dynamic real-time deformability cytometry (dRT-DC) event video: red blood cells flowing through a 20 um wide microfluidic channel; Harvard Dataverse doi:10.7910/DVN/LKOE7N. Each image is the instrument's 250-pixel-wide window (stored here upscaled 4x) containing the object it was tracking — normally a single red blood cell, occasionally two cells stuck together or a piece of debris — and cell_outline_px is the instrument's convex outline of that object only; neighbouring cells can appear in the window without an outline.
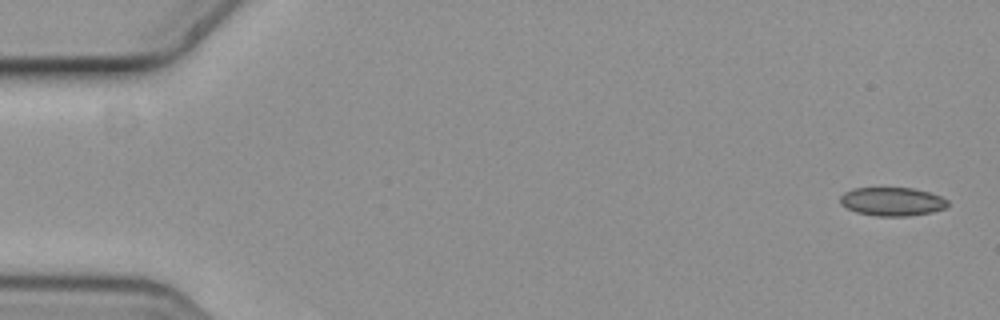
{"species": "common noctule bat (a hibernating species)", "species_latin": "Nyctalus noctula", "temperature_condition": "cold", "stored_images_in_passage": 5, "camera_frame_rate_fps": 3000, "um_per_image_px": 0.085, "animal": {"sex": "female", "body_mass_g": 19.3, "forearm_length_mm": 54.1}, "frame": {"image": 1, "passage_image": 1, "time_ms": 0.0, "image_size_px": [1000, 320], "cell_outline_px": [[948, 204], [944, 208], [932, 212], [908, 216], [876, 216], [856, 212], [840, 204], [840, 196], [844, 192], [852, 188], [912, 188], [928, 192], [940, 196], [948, 200]], "centroid_in_image_um": [75.81, 17.13], "position_along_channel_um": 9.2, "area_um2": 17.86}}
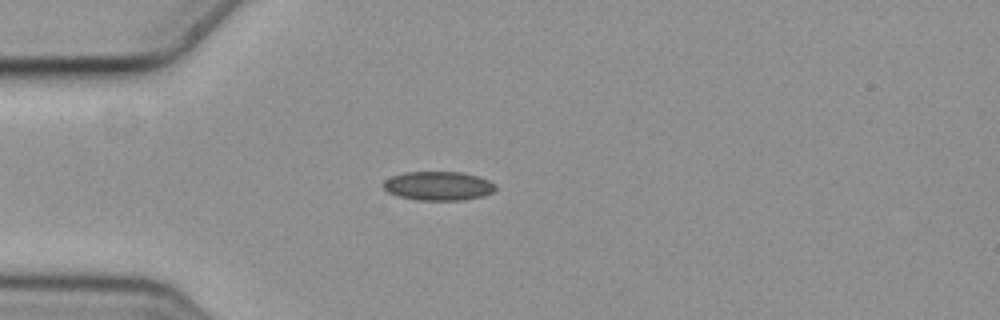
{"frame": {"image": 2, "passage_image": 5, "time_ms": 1.333, "image_size_px": [1000, 320], "cell_outline_px": [[496, 188], [492, 192], [484, 196], [464, 200], [416, 200], [400, 196], [388, 192], [384, 188], [384, 180], [392, 176], [404, 172], [460, 172], [476, 176], [488, 180], [496, 184]], "centroid_in_image_um": [37.27, 15.8], "position_along_channel_um": 47.7, "area_um2": 18.84}}